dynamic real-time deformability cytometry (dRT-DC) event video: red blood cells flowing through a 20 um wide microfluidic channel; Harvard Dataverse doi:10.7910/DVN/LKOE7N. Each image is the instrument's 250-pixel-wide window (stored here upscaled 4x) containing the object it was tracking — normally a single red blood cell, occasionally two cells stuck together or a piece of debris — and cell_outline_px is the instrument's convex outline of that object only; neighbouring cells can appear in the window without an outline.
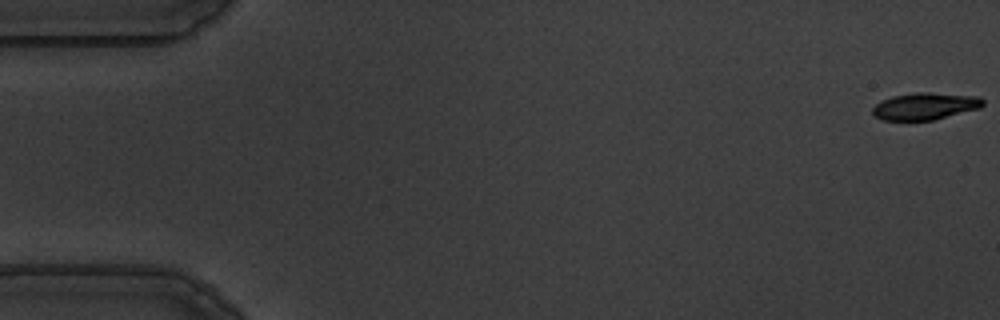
{"species": "common noctule bat (a hibernating species)", "species_latin": "Nyctalus noctula", "temperature_condition": "warm", "stored_images_in_passage": 56, "camera_frame_rate_fps": 3000, "um_per_image_px": 0.085, "animal": {"sex": "male", "body_mass_g": 19.5, "forearm_length_mm": 54.6}, "frame": {"image": 1, "passage_image": 1, "time_ms": 0.0, "image_size_px": [1000, 320], "cell_outline_px": [[984, 104], [980, 108], [932, 120], [880, 120], [872, 116], [872, 108], [880, 100], [892, 96], [916, 92], [928, 92], [980, 96], [984, 100]], "centroid_in_image_um": [78.6, 9.02], "position_along_channel_um": 6.4, "area_um2": 17.57}}
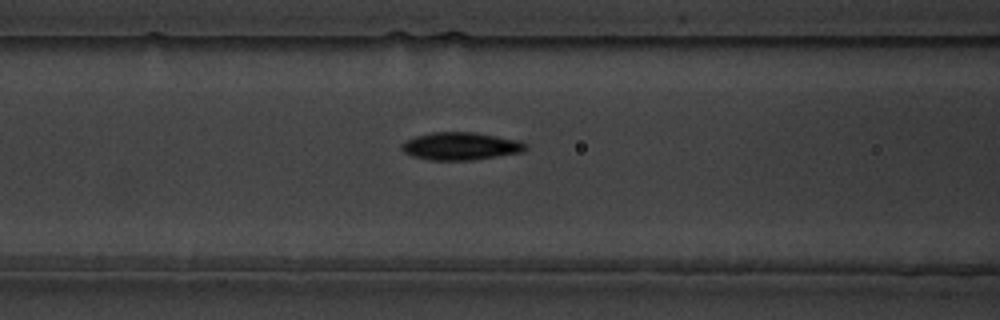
{"frame": {"image": 2, "passage_image": 23, "time_ms": 7.333, "image_size_px": [1000, 320], "cell_outline_px": [[528, 148], [524, 152], [472, 160], [428, 160], [412, 156], [404, 152], [400, 148], [400, 144], [404, 140], [416, 136], [432, 132], [472, 132], [520, 140], [528, 144]], "centroid_in_image_um": [39.16, 12.42], "position_along_channel_um": 127.4, "area_um2": 20.23}}
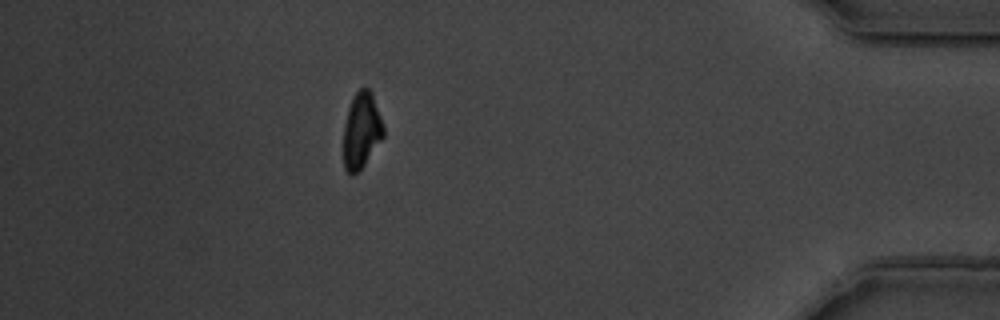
{"frame": {"image": 3, "passage_image": 50, "time_ms": 16.333, "image_size_px": [1000, 320], "cell_outline_px": [[384, 136], [364, 164], [352, 176], [344, 168], [344, 124], [348, 108], [352, 96], [360, 88], [368, 88], [372, 92], [384, 128]], "centroid_in_image_um": [30.72, 11.06], "position_along_channel_um": 404.5, "area_um2": 17.51}, "authors_computed_cell_mechanics": {"area_um2": 18.8428, "velocity_mm_per_s": 3.6067, "shape_relaxation_time_tau1_ms": 2.8685, "shape_relaxation_time_tau2_ms": 2.6558, "deformation_change_tau1": 0.1489, "deformation_change_tau2": 0.075}}